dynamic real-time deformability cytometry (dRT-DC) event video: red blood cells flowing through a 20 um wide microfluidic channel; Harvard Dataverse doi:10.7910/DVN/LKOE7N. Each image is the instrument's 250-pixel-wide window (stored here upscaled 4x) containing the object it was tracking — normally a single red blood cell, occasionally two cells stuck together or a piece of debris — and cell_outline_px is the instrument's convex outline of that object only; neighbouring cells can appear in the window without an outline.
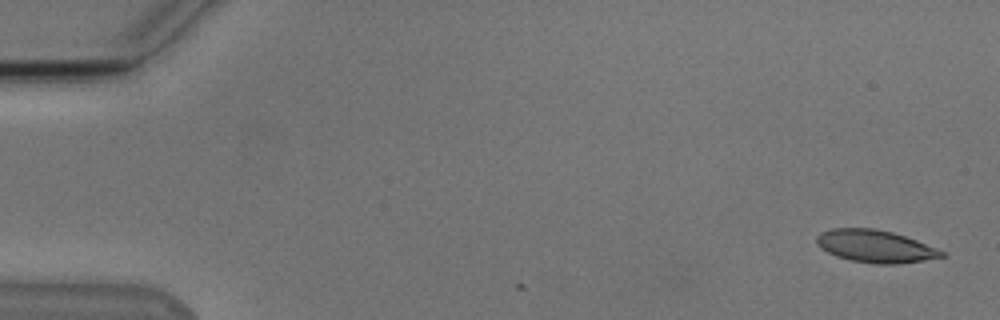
{"species": "Egyptian fruit bat (a non-hibernating species)", "species_latin": "Rousettus aegyptiacus", "temperature_condition": "cold", "stored_images_in_passage": 2, "camera_frame_rate_fps": 3000, "um_per_image_px": 0.085, "animal": {"sex": "male"}, "frame": {"image": 1, "passage_image": 2, "time_ms": 0.333, "image_size_px": [1000, 320], "cell_outline_px": [[948, 256], [924, 260], [896, 264], [876, 264], [852, 260], [836, 256], [820, 248], [816, 244], [816, 236], [820, 232], [832, 228], [876, 228], [892, 232], [916, 240], [948, 252]], "centroid_in_image_um": [74.42, 20.93], "position_along_channel_um": 10.6, "area_um2": 23.81}}